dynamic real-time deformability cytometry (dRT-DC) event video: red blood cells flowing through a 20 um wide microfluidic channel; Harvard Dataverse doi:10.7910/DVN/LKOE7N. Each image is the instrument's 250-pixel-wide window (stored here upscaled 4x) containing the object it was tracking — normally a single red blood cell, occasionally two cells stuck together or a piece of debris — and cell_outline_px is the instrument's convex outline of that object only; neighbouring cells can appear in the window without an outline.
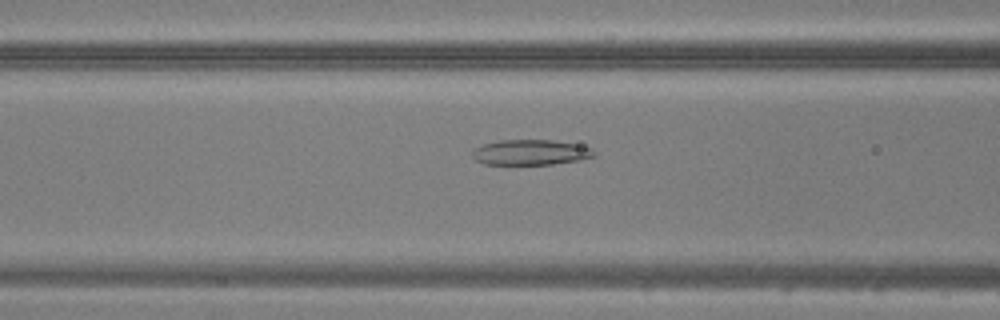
{"species": "common noctule bat (a hibernating species)", "species_latin": "Nyctalus noctula", "temperature_condition": "warm", "stored_images_in_passage": 13, "camera_frame_rate_fps": 3000, "um_per_image_px": 0.085, "animal": {"sex": "male", "body_mass_g": 20.5, "forearm_length_mm": 52.5}, "frame": {"image": 1, "passage_image": 11, "time_ms": 3.333, "image_size_px": [1000, 320], "cell_outline_px": [[596, 156], [580, 160], [552, 164], [484, 164], [476, 160], [472, 156], [472, 148], [484, 144], [500, 140], [552, 140], [592, 148], [596, 152]], "centroid_in_image_um": [45.08, 12.95], "position_along_channel_um": 121.5, "area_um2": 17.92}}